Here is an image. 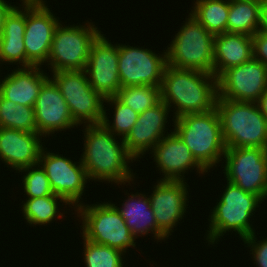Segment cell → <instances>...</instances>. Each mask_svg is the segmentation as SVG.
Wrapping results in <instances>:
<instances>
[{"instance_id":"obj_4","label":"cell","mask_w":267,"mask_h":267,"mask_svg":"<svg viewBox=\"0 0 267 267\" xmlns=\"http://www.w3.org/2000/svg\"><path fill=\"white\" fill-rule=\"evenodd\" d=\"M216 109L226 147L267 149V120L257 102L217 98Z\"/></svg>"},{"instance_id":"obj_9","label":"cell","mask_w":267,"mask_h":267,"mask_svg":"<svg viewBox=\"0 0 267 267\" xmlns=\"http://www.w3.org/2000/svg\"><path fill=\"white\" fill-rule=\"evenodd\" d=\"M88 24L64 27L61 23L58 25L47 59L51 72L85 70L91 46L101 34L93 23Z\"/></svg>"},{"instance_id":"obj_30","label":"cell","mask_w":267,"mask_h":267,"mask_svg":"<svg viewBox=\"0 0 267 267\" xmlns=\"http://www.w3.org/2000/svg\"><path fill=\"white\" fill-rule=\"evenodd\" d=\"M84 240V262L86 267H123V252L118 249L111 248L107 245H102Z\"/></svg>"},{"instance_id":"obj_32","label":"cell","mask_w":267,"mask_h":267,"mask_svg":"<svg viewBox=\"0 0 267 267\" xmlns=\"http://www.w3.org/2000/svg\"><path fill=\"white\" fill-rule=\"evenodd\" d=\"M18 171L27 172L22 179L24 192L28 197L27 199L55 195L50 186L49 179L40 165L37 164L34 166L25 167Z\"/></svg>"},{"instance_id":"obj_16","label":"cell","mask_w":267,"mask_h":267,"mask_svg":"<svg viewBox=\"0 0 267 267\" xmlns=\"http://www.w3.org/2000/svg\"><path fill=\"white\" fill-rule=\"evenodd\" d=\"M186 184L184 181L160 180L149 196L157 226L167 237L172 235V229L183 219L188 208L186 202L189 193Z\"/></svg>"},{"instance_id":"obj_14","label":"cell","mask_w":267,"mask_h":267,"mask_svg":"<svg viewBox=\"0 0 267 267\" xmlns=\"http://www.w3.org/2000/svg\"><path fill=\"white\" fill-rule=\"evenodd\" d=\"M45 150L43 148L40 153L38 165H42L54 194L63 197L72 206L75 204L77 208L88 180L81 159L77 164L63 155Z\"/></svg>"},{"instance_id":"obj_13","label":"cell","mask_w":267,"mask_h":267,"mask_svg":"<svg viewBox=\"0 0 267 267\" xmlns=\"http://www.w3.org/2000/svg\"><path fill=\"white\" fill-rule=\"evenodd\" d=\"M218 98L257 102L267 90V67L252 58L224 71L218 78Z\"/></svg>"},{"instance_id":"obj_24","label":"cell","mask_w":267,"mask_h":267,"mask_svg":"<svg viewBox=\"0 0 267 267\" xmlns=\"http://www.w3.org/2000/svg\"><path fill=\"white\" fill-rule=\"evenodd\" d=\"M125 201V203H122L124 207H115L136 238L140 234L142 236L147 235L149 231L154 234L155 239L165 240L167 238L157 226L154 212L150 207L149 197L141 193H135V195L131 194V197L128 196Z\"/></svg>"},{"instance_id":"obj_12","label":"cell","mask_w":267,"mask_h":267,"mask_svg":"<svg viewBox=\"0 0 267 267\" xmlns=\"http://www.w3.org/2000/svg\"><path fill=\"white\" fill-rule=\"evenodd\" d=\"M118 71L121 87L161 86L167 66V52L158 55L152 50L118 44Z\"/></svg>"},{"instance_id":"obj_31","label":"cell","mask_w":267,"mask_h":267,"mask_svg":"<svg viewBox=\"0 0 267 267\" xmlns=\"http://www.w3.org/2000/svg\"><path fill=\"white\" fill-rule=\"evenodd\" d=\"M104 102L114 105V120L111 125L106 115L107 110L104 109V117L101 124L115 136H122V139H124L135 125L139 114L121 103L115 96L106 98Z\"/></svg>"},{"instance_id":"obj_22","label":"cell","mask_w":267,"mask_h":267,"mask_svg":"<svg viewBox=\"0 0 267 267\" xmlns=\"http://www.w3.org/2000/svg\"><path fill=\"white\" fill-rule=\"evenodd\" d=\"M253 58L252 36L228 33L214 37V76L218 78L228 68Z\"/></svg>"},{"instance_id":"obj_36","label":"cell","mask_w":267,"mask_h":267,"mask_svg":"<svg viewBox=\"0 0 267 267\" xmlns=\"http://www.w3.org/2000/svg\"><path fill=\"white\" fill-rule=\"evenodd\" d=\"M5 0H0V36L2 34V30L4 27V21L6 16L10 13V11L15 7V5H11L6 3Z\"/></svg>"},{"instance_id":"obj_5","label":"cell","mask_w":267,"mask_h":267,"mask_svg":"<svg viewBox=\"0 0 267 267\" xmlns=\"http://www.w3.org/2000/svg\"><path fill=\"white\" fill-rule=\"evenodd\" d=\"M221 196L217 205L211 210L212 214L209 216L211 218L208 219L211 221L206 235L209 244L217 243L218 238L223 237L229 230L238 233L241 240L254 234L253 226L249 223L250 218L263 200L228 181Z\"/></svg>"},{"instance_id":"obj_8","label":"cell","mask_w":267,"mask_h":267,"mask_svg":"<svg viewBox=\"0 0 267 267\" xmlns=\"http://www.w3.org/2000/svg\"><path fill=\"white\" fill-rule=\"evenodd\" d=\"M52 73L51 79L62 93L74 122L77 125L101 124L105 99L91 87L85 70Z\"/></svg>"},{"instance_id":"obj_33","label":"cell","mask_w":267,"mask_h":267,"mask_svg":"<svg viewBox=\"0 0 267 267\" xmlns=\"http://www.w3.org/2000/svg\"><path fill=\"white\" fill-rule=\"evenodd\" d=\"M255 233L251 236L245 238L244 244H247L249 247L251 246L253 260L255 261L254 264L258 267H267V238L263 239L262 241H257L255 238ZM257 241V242H256ZM259 242V243H258Z\"/></svg>"},{"instance_id":"obj_37","label":"cell","mask_w":267,"mask_h":267,"mask_svg":"<svg viewBox=\"0 0 267 267\" xmlns=\"http://www.w3.org/2000/svg\"><path fill=\"white\" fill-rule=\"evenodd\" d=\"M257 104L261 113L266 117L267 120V90L260 96Z\"/></svg>"},{"instance_id":"obj_17","label":"cell","mask_w":267,"mask_h":267,"mask_svg":"<svg viewBox=\"0 0 267 267\" xmlns=\"http://www.w3.org/2000/svg\"><path fill=\"white\" fill-rule=\"evenodd\" d=\"M37 133L46 137L55 131L77 127L68 105L55 82L48 78L42 85L34 106Z\"/></svg>"},{"instance_id":"obj_20","label":"cell","mask_w":267,"mask_h":267,"mask_svg":"<svg viewBox=\"0 0 267 267\" xmlns=\"http://www.w3.org/2000/svg\"><path fill=\"white\" fill-rule=\"evenodd\" d=\"M40 136L37 132L0 127V159L16 171L37 165L43 149Z\"/></svg>"},{"instance_id":"obj_18","label":"cell","mask_w":267,"mask_h":267,"mask_svg":"<svg viewBox=\"0 0 267 267\" xmlns=\"http://www.w3.org/2000/svg\"><path fill=\"white\" fill-rule=\"evenodd\" d=\"M170 108L160 101L154 107L138 115L135 125L123 139L127 152L136 160L144 152L153 149L165 136V126Z\"/></svg>"},{"instance_id":"obj_1","label":"cell","mask_w":267,"mask_h":267,"mask_svg":"<svg viewBox=\"0 0 267 267\" xmlns=\"http://www.w3.org/2000/svg\"><path fill=\"white\" fill-rule=\"evenodd\" d=\"M161 101L176 111L173 119L216 108L218 79L213 74L167 65L160 86Z\"/></svg>"},{"instance_id":"obj_7","label":"cell","mask_w":267,"mask_h":267,"mask_svg":"<svg viewBox=\"0 0 267 267\" xmlns=\"http://www.w3.org/2000/svg\"><path fill=\"white\" fill-rule=\"evenodd\" d=\"M82 221V237L94 243L107 245L126 253L130 246L135 247V236L111 202L84 205L76 208Z\"/></svg>"},{"instance_id":"obj_11","label":"cell","mask_w":267,"mask_h":267,"mask_svg":"<svg viewBox=\"0 0 267 267\" xmlns=\"http://www.w3.org/2000/svg\"><path fill=\"white\" fill-rule=\"evenodd\" d=\"M45 2L43 0H26L24 34L26 67L41 66L44 62L46 63L55 30L60 24Z\"/></svg>"},{"instance_id":"obj_6","label":"cell","mask_w":267,"mask_h":267,"mask_svg":"<svg viewBox=\"0 0 267 267\" xmlns=\"http://www.w3.org/2000/svg\"><path fill=\"white\" fill-rule=\"evenodd\" d=\"M214 37L189 13L166 49L167 65L214 75Z\"/></svg>"},{"instance_id":"obj_3","label":"cell","mask_w":267,"mask_h":267,"mask_svg":"<svg viewBox=\"0 0 267 267\" xmlns=\"http://www.w3.org/2000/svg\"><path fill=\"white\" fill-rule=\"evenodd\" d=\"M174 121V132L190 149L196 161L208 172L224 156L226 145L217 109L186 114Z\"/></svg>"},{"instance_id":"obj_25","label":"cell","mask_w":267,"mask_h":267,"mask_svg":"<svg viewBox=\"0 0 267 267\" xmlns=\"http://www.w3.org/2000/svg\"><path fill=\"white\" fill-rule=\"evenodd\" d=\"M261 0H230L228 33L253 36L259 27Z\"/></svg>"},{"instance_id":"obj_19","label":"cell","mask_w":267,"mask_h":267,"mask_svg":"<svg viewBox=\"0 0 267 267\" xmlns=\"http://www.w3.org/2000/svg\"><path fill=\"white\" fill-rule=\"evenodd\" d=\"M158 169L164 177L160 180L185 181L184 173L190 168L198 173L207 171L196 161L183 140L172 131L166 134L151 151ZM183 175V176H182Z\"/></svg>"},{"instance_id":"obj_10","label":"cell","mask_w":267,"mask_h":267,"mask_svg":"<svg viewBox=\"0 0 267 267\" xmlns=\"http://www.w3.org/2000/svg\"><path fill=\"white\" fill-rule=\"evenodd\" d=\"M223 158L226 180L264 201L267 197V149L226 147Z\"/></svg>"},{"instance_id":"obj_26","label":"cell","mask_w":267,"mask_h":267,"mask_svg":"<svg viewBox=\"0 0 267 267\" xmlns=\"http://www.w3.org/2000/svg\"><path fill=\"white\" fill-rule=\"evenodd\" d=\"M191 15L214 36L227 32L230 0H196Z\"/></svg>"},{"instance_id":"obj_35","label":"cell","mask_w":267,"mask_h":267,"mask_svg":"<svg viewBox=\"0 0 267 267\" xmlns=\"http://www.w3.org/2000/svg\"><path fill=\"white\" fill-rule=\"evenodd\" d=\"M258 31L267 33V0H261Z\"/></svg>"},{"instance_id":"obj_23","label":"cell","mask_w":267,"mask_h":267,"mask_svg":"<svg viewBox=\"0 0 267 267\" xmlns=\"http://www.w3.org/2000/svg\"><path fill=\"white\" fill-rule=\"evenodd\" d=\"M22 8L14 7L6 16L4 27L0 36V61L22 63L26 67V51L24 34L26 28V0H21Z\"/></svg>"},{"instance_id":"obj_29","label":"cell","mask_w":267,"mask_h":267,"mask_svg":"<svg viewBox=\"0 0 267 267\" xmlns=\"http://www.w3.org/2000/svg\"><path fill=\"white\" fill-rule=\"evenodd\" d=\"M115 97L121 103L140 114L161 101L160 86L138 85L121 87Z\"/></svg>"},{"instance_id":"obj_15","label":"cell","mask_w":267,"mask_h":267,"mask_svg":"<svg viewBox=\"0 0 267 267\" xmlns=\"http://www.w3.org/2000/svg\"><path fill=\"white\" fill-rule=\"evenodd\" d=\"M104 34L93 42L85 72L91 87L104 99L114 97L121 88L118 71V45L111 44Z\"/></svg>"},{"instance_id":"obj_27","label":"cell","mask_w":267,"mask_h":267,"mask_svg":"<svg viewBox=\"0 0 267 267\" xmlns=\"http://www.w3.org/2000/svg\"><path fill=\"white\" fill-rule=\"evenodd\" d=\"M0 127L37 132L34 107L16 104L0 94Z\"/></svg>"},{"instance_id":"obj_28","label":"cell","mask_w":267,"mask_h":267,"mask_svg":"<svg viewBox=\"0 0 267 267\" xmlns=\"http://www.w3.org/2000/svg\"><path fill=\"white\" fill-rule=\"evenodd\" d=\"M63 202L66 205L70 204L59 195H49L38 198L26 199L23 203L22 213L27 222L34 226L44 225L53 221L59 213V202Z\"/></svg>"},{"instance_id":"obj_2","label":"cell","mask_w":267,"mask_h":267,"mask_svg":"<svg viewBox=\"0 0 267 267\" xmlns=\"http://www.w3.org/2000/svg\"><path fill=\"white\" fill-rule=\"evenodd\" d=\"M85 127V151L80 159L88 179L130 184L135 177L128 164L135 159L127 152L124 140L120 138L121 143L116 141V136L102 124Z\"/></svg>"},{"instance_id":"obj_21","label":"cell","mask_w":267,"mask_h":267,"mask_svg":"<svg viewBox=\"0 0 267 267\" xmlns=\"http://www.w3.org/2000/svg\"><path fill=\"white\" fill-rule=\"evenodd\" d=\"M40 67L14 69L0 82V94L16 104L34 107L40 88L50 77Z\"/></svg>"},{"instance_id":"obj_34","label":"cell","mask_w":267,"mask_h":267,"mask_svg":"<svg viewBox=\"0 0 267 267\" xmlns=\"http://www.w3.org/2000/svg\"><path fill=\"white\" fill-rule=\"evenodd\" d=\"M253 58L267 67V33L257 31L252 36Z\"/></svg>"}]
</instances>
